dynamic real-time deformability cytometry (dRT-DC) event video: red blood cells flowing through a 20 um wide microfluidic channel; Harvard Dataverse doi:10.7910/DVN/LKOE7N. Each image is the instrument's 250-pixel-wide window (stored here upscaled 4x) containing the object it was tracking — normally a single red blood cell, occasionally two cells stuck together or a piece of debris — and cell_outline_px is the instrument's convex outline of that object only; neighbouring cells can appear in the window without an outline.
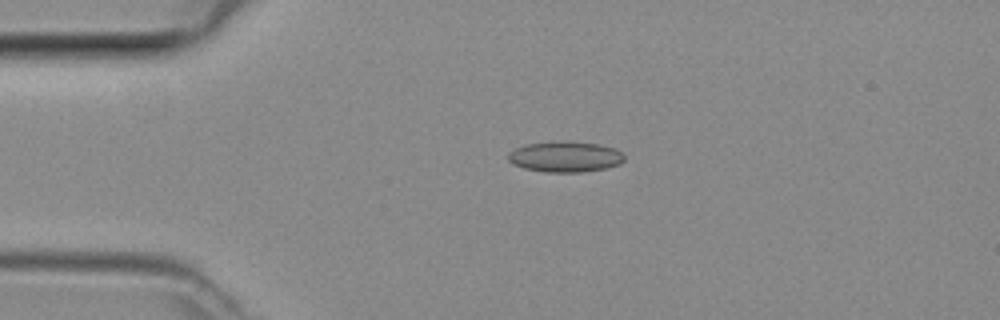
{"species": "common noctule bat (a hibernating species)", "species_latin": "Nyctalus noctula", "temperature_condition": "room temperature", "stored_images_in_passage": 2, "camera_frame_rate_fps": 3000, "um_per_image_px": 0.085, "animal": {"sex": "female", "body_mass_g": 29.2, "forearm_length_mm": 56.3}, "frame": {"image": 1, "passage_image": 1, "time_ms": 0.0, "image_size_px": [1000, 320], "cell_outline_px": [[624, 160], [620, 164], [608, 168], [580, 172], [544, 172], [524, 168], [512, 164], [508, 160], [508, 152], [524, 144], [552, 140], [556, 140], [596, 144], [612, 148], [620, 152], [624, 156]], "centroid_in_image_um": [47.99, 13.32], "position_along_channel_um": 37.0, "area_um2": 20.92}}